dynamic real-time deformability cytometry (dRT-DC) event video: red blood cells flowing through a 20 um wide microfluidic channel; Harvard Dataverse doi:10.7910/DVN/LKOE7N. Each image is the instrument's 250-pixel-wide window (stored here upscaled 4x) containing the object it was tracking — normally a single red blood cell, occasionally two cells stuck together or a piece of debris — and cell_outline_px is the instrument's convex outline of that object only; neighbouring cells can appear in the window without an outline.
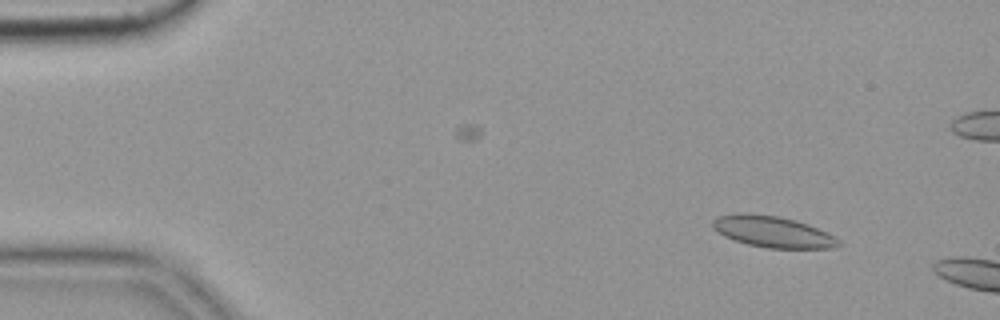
{"species": "common noctule bat (a hibernating species)", "species_latin": "Nyctalus noctula", "temperature_condition": "cold", "stored_images_in_passage": 2, "camera_frame_rate_fps": 3000, "um_per_image_px": 0.085, "animal": {"sex": "female", "body_mass_g": 19.9}, "frame": {"image": 1, "passage_image": 1, "time_ms": 0.0, "image_size_px": [1000, 320], "cell_outline_px": [[844, 244], [832, 248], [768, 248], [748, 244], [732, 240], [716, 232], [712, 228], [712, 220], [716, 216], [736, 212], [748, 212], [776, 216], [796, 220], [808, 224], [836, 236]], "centroid_in_image_um": [65.65, 19.68], "position_along_channel_um": 19.3, "area_um2": 23.41}}